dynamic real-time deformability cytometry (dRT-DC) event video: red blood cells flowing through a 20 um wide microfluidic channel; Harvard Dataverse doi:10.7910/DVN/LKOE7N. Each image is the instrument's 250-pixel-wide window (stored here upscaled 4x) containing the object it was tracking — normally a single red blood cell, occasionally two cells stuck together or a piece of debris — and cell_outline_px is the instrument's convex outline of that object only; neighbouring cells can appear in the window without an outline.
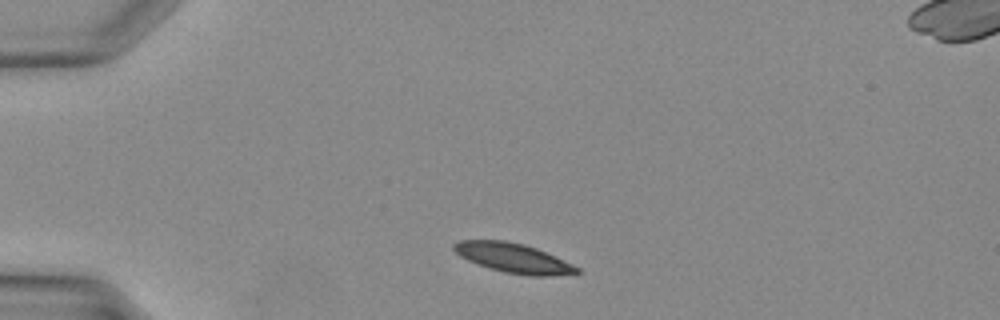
{"species": "Egyptian fruit bat (a non-hibernating species)", "species_latin": "Rousettus aegyptiacus", "temperature_condition": "warm", "stored_images_in_passage": 18, "camera_frame_rate_fps": 3000, "um_per_image_px": 0.085, "animal": {"sex": "female"}, "frame": {"image": 1, "passage_image": 1, "time_ms": 0.0, "image_size_px": [1000, 320], "cell_outline_px": [[584, 272], [552, 276], [532, 276], [504, 272], [468, 260], [460, 256], [452, 248], [452, 244], [456, 240], [504, 240], [524, 244], [536, 248], [572, 264], [580, 268]], "centroid_in_image_um": [43.64, 21.92], "position_along_channel_um": 41.4, "area_um2": 21.04}}
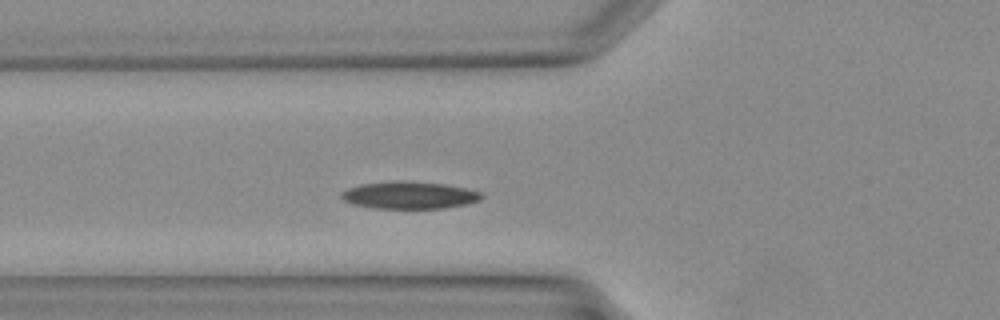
{"frame": {"image": 2, "passage_image": 6, "time_ms": 1.667, "image_size_px": [1000, 320], "cell_outline_px": [[484, 196], [480, 200], [468, 204], [444, 208], [372, 208], [352, 204], [344, 200], [340, 196], [348, 188], [364, 184], [444, 184], [464, 188], [480, 192]], "centroid_in_image_um": [34.85, 16.65], "position_along_channel_um": 90.9, "area_um2": 20.92}}
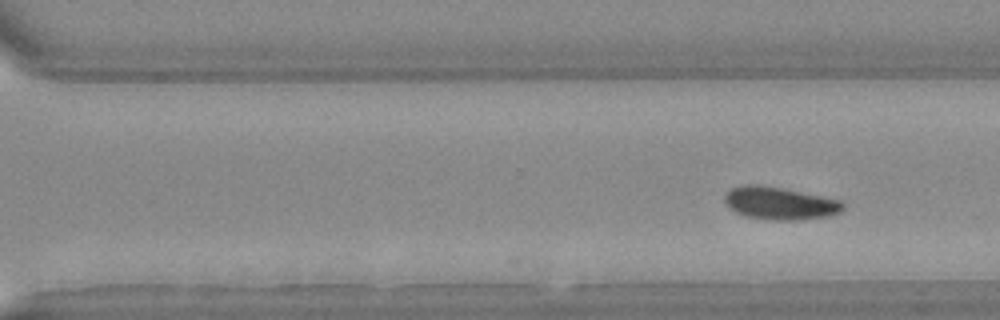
{"frame": {"image": 3, "passage_image": 18, "time_ms": 5.667, "image_size_px": [1000, 320], "cell_outline_px": [[844, 208], [840, 212], [824, 216], [796, 220], [776, 220], [748, 216], [736, 212], [724, 200], [724, 196], [732, 188], [744, 184], [756, 184], [780, 188], [840, 200], [844, 204]], "centroid_in_image_um": [66.28, 17.27], "position_along_channel_um": 304.3, "area_um2": 21.85}}